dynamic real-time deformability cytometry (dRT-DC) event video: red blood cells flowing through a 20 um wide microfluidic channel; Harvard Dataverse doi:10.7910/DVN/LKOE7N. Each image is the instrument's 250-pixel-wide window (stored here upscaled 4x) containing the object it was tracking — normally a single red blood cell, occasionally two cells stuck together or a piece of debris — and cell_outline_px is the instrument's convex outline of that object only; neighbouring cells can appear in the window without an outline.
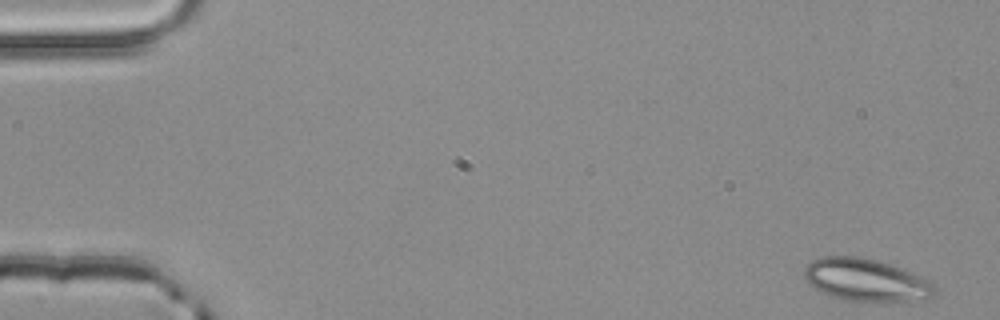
{"species": "common noctule bat (a hibernating species)", "species_latin": "Nyctalus noctula", "temperature_condition": "room temperature", "stored_images_in_passage": 4, "camera_frame_rate_fps": 3000, "um_per_image_px": 0.085, "animal": {"sex": "male", "body_mass_g": 20.4}, "frame": {"image": 1, "passage_image": 1, "time_ms": 0.0, "image_size_px": [1000, 320], "cell_outline_px": [[936, 292], [932, 296], [908, 300], [844, 300], [820, 292], [808, 284], [804, 276], [804, 268], [812, 260], [820, 256], [856, 256], [876, 260], [900, 268], [928, 280], [936, 288]], "centroid_in_image_um": [73.51, 23.77], "position_along_channel_um": 11.5, "area_um2": 31.62}}